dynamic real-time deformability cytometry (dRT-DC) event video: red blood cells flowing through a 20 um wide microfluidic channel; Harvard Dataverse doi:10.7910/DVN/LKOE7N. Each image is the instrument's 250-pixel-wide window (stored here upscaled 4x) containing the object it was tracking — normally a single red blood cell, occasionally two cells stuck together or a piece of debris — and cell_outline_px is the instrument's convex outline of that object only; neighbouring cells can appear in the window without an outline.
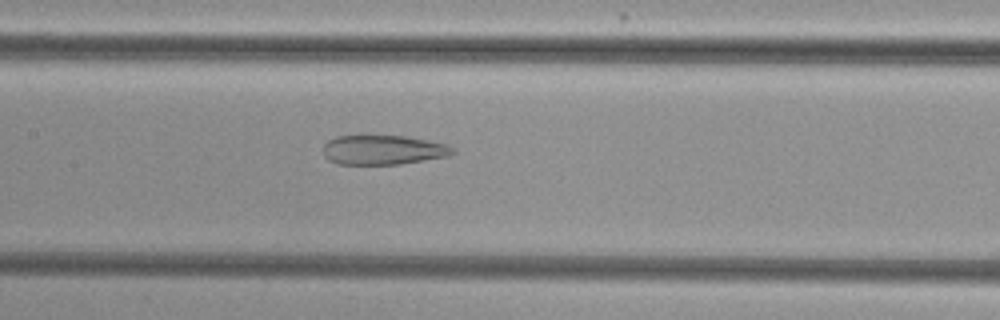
{"species": "common noctule bat (a hibernating species)", "species_latin": "Nyctalus noctula", "temperature_condition": "cold", "stored_images_in_passage": 30, "camera_frame_rate_fps": 3000, "um_per_image_px": 0.085, "animal": {"sex": "female", "body_mass_g": 29.2, "forearm_length_mm": 56.3}, "frame": {"image": 1, "passage_image": 12, "time_ms": 3.667, "image_size_px": [1000, 320], "cell_outline_px": [[456, 152], [448, 156], [400, 164], [336, 164], [328, 160], [324, 156], [324, 144], [328, 140], [336, 136], [404, 136], [448, 144]], "centroid_in_image_um": [32.55, 12.75], "position_along_channel_um": 174.9, "area_um2": 22.2}}
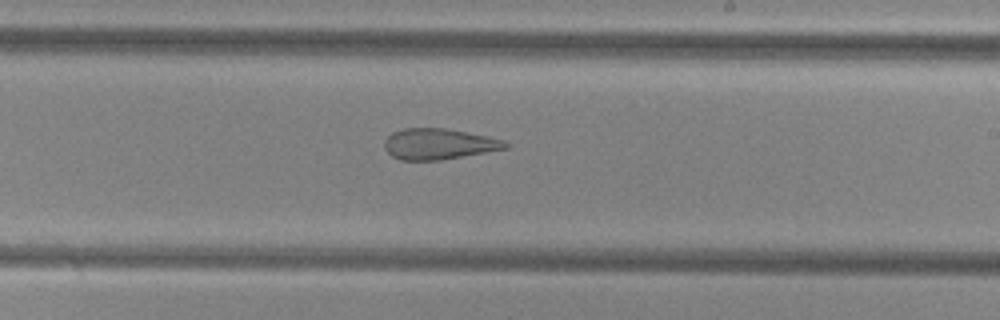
{"frame": {"image": 2, "passage_image": 18, "time_ms": 5.667, "image_size_px": [1000, 320], "cell_outline_px": [[508, 148], [440, 160], [400, 160], [392, 156], [384, 148], [384, 140], [392, 132], [404, 128], [444, 128], [488, 136], [504, 140], [508, 144]], "centroid_in_image_um": [37.26, 12.23], "position_along_channel_um": 251.7, "area_um2": 21.68}}
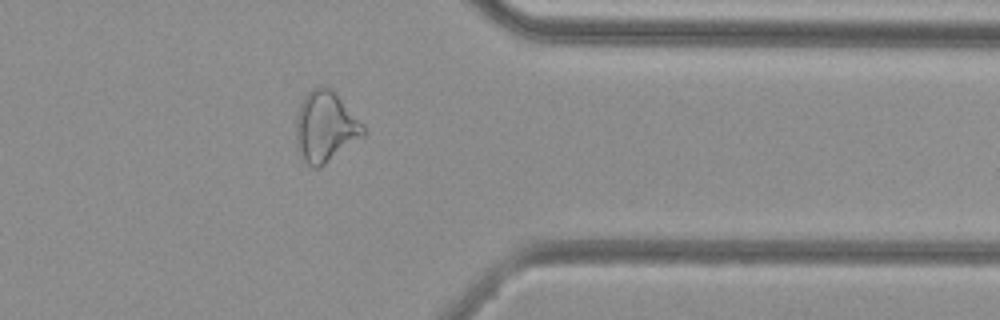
{"frame": {"image": 3, "passage_image": 29, "time_ms": 9.333, "image_size_px": [1000, 320], "cell_outline_px": [[364, 136], [320, 168], [312, 168], [300, 160], [296, 140], [296, 116], [300, 104], [304, 96], [312, 88], [320, 84], [324, 84], [336, 92], [364, 124]], "centroid_in_image_um": [27.64, 10.77], "position_along_channel_um": 383.8, "area_um2": 28.32}}